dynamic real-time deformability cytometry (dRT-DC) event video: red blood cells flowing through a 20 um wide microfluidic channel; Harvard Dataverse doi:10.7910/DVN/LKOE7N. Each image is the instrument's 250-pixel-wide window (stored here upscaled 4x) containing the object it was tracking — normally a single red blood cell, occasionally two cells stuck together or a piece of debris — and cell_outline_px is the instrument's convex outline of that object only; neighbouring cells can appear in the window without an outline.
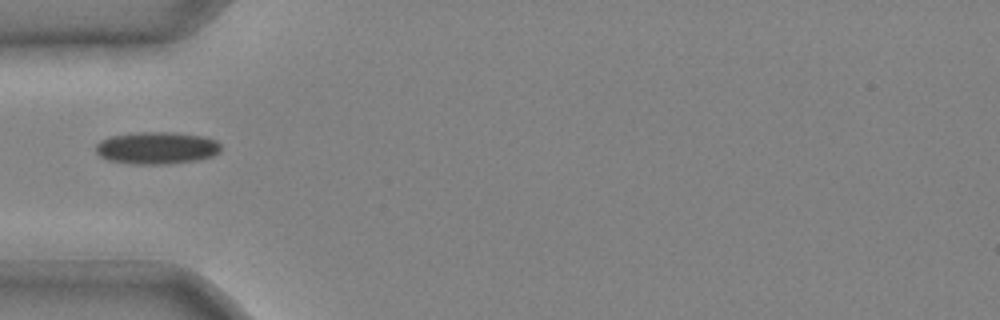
{"species": "common noctule bat (a hibernating species)", "species_latin": "Nyctalus noctula", "temperature_condition": "cold", "stored_images_in_passage": 2, "camera_frame_rate_fps": 3000, "um_per_image_px": 0.085, "animal": {"sex": "male", "body_mass_g": 20.4}, "frame": {"image": 1, "passage_image": 1, "time_ms": 0.0, "image_size_px": [1000, 320], "cell_outline_px": [[220, 152], [212, 156], [196, 160], [168, 164], [132, 164], [108, 160], [100, 156], [96, 152], [96, 144], [100, 140], [112, 136], [136, 132], [172, 132], [204, 136], [216, 140], [220, 144]], "centroid_in_image_um": [13.32, 12.57], "position_along_channel_um": 71.7, "area_um2": 23.58}}
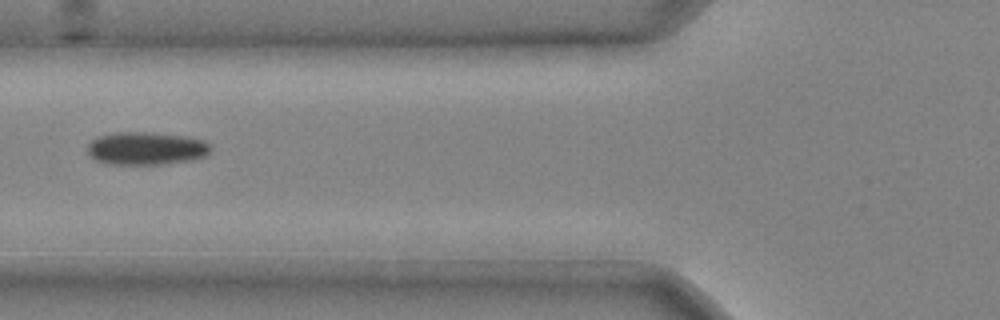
{"frame": {"image": 2, "passage_image": 2, "time_ms": 0.333, "image_size_px": [1000, 320], "cell_outline_px": [[212, 148], [208, 156], [192, 160], [156, 164], [104, 164], [96, 160], [88, 152], [88, 144], [96, 136], [116, 132], [144, 132], [184, 136], [204, 140]], "centroid_in_image_um": [12.43, 12.61], "position_along_channel_um": 113.4, "area_um2": 23.64}}